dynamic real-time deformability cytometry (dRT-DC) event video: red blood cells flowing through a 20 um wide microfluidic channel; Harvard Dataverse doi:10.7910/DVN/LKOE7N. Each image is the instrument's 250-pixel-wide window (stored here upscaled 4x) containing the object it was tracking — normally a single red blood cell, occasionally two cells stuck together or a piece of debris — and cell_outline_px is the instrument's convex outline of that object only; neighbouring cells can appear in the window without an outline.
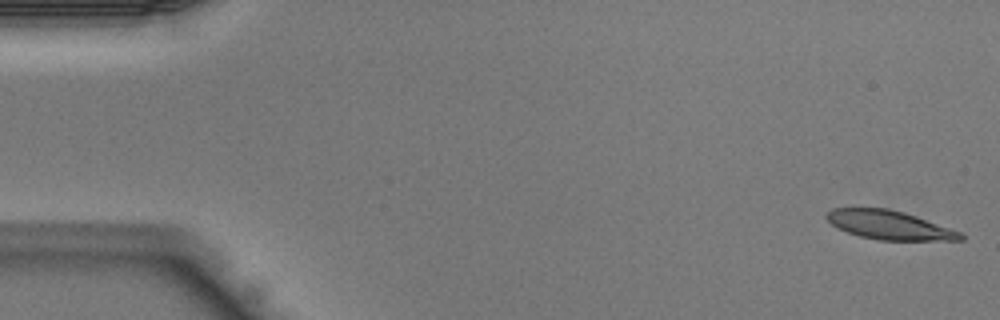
{"species": "Egyptian fruit bat (a non-hibernating species)", "species_latin": "Rousettus aegyptiacus", "temperature_condition": "warm", "stored_images_in_passage": 42, "camera_frame_rate_fps": 3000, "um_per_image_px": 0.085, "animal": {"sex": "male"}, "frame": {"image": 1, "passage_image": 1, "time_ms": 0.0, "image_size_px": [1000, 320], "cell_outline_px": [[964, 240], [880, 240], [860, 236], [836, 228], [824, 216], [832, 208], [888, 208], [904, 212], [916, 216], [960, 232], [964, 236]], "centroid_in_image_um": [75.56, 19.12], "position_along_channel_um": 9.4, "area_um2": 22.31}}
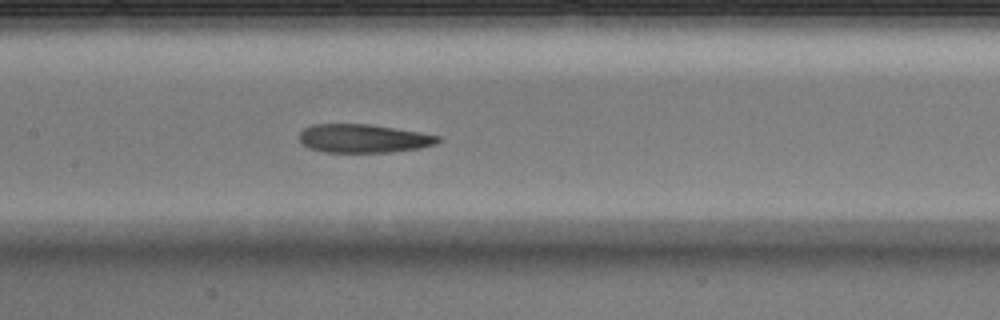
{"frame": {"image": 2, "passage_image": 20, "time_ms": 6.333, "image_size_px": [1000, 320], "cell_outline_px": [[440, 140], [436, 144], [420, 148], [388, 152], [324, 152], [312, 148], [304, 144], [296, 136], [304, 128], [312, 124], [372, 124], [420, 132], [440, 136]], "centroid_in_image_um": [30.89, 11.76], "position_along_channel_um": 176.5, "area_um2": 23.06}}
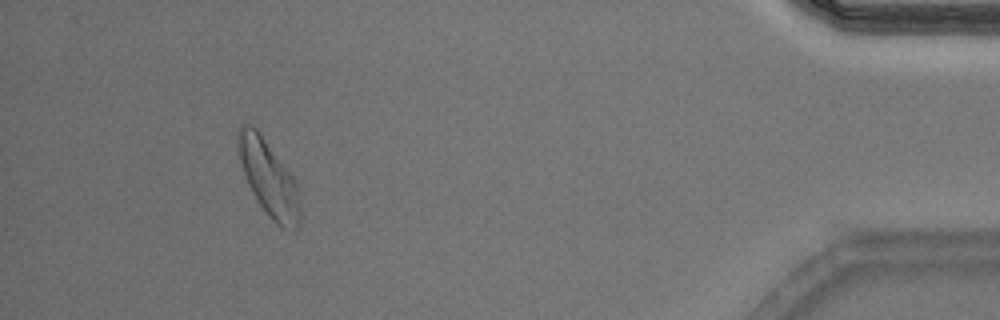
{"frame": {"image": 3, "passage_image": 39, "time_ms": 12.667, "image_size_px": [1000, 320], "cell_outline_px": [[300, 224], [292, 232], [276, 224], [268, 216], [252, 192], [248, 184], [240, 160], [236, 136], [236, 132], [240, 124], [252, 124], [260, 132], [296, 180], [300, 208]], "centroid_in_image_um": [22.84, 15.13], "position_along_channel_um": 412.4, "area_um2": 27.46}}